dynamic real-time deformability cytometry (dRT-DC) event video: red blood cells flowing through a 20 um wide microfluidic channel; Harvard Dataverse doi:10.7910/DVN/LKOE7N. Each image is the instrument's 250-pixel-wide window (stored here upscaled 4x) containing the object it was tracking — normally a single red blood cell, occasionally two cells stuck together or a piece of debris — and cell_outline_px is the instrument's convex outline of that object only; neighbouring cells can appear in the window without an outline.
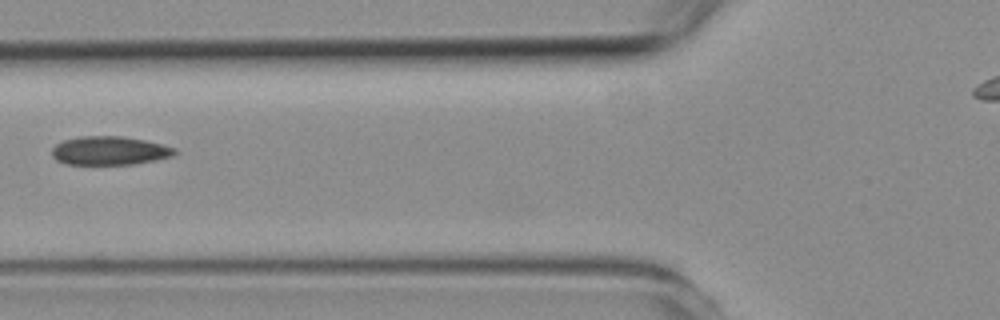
{"species": "common noctule bat (a hibernating species)", "species_latin": "Nyctalus noctula", "temperature_condition": "room temperature", "stored_images_in_passage": 3, "camera_frame_rate_fps": 3000, "um_per_image_px": 0.085, "animal": {"sex": "female", "body_mass_g": 19.3, "forearm_length_mm": 54.1}, "frame": {"image": 1, "passage_image": 3, "time_ms": 3.0, "image_size_px": [1000, 320], "cell_outline_px": [[176, 152], [172, 156], [156, 160], [132, 164], [64, 164], [56, 160], [52, 156], [52, 148], [56, 144], [64, 140], [80, 136], [124, 136], [144, 140], [176, 148]], "centroid_in_image_um": [9.28, 12.8], "position_along_channel_um": 116.5, "area_um2": 20.46}}